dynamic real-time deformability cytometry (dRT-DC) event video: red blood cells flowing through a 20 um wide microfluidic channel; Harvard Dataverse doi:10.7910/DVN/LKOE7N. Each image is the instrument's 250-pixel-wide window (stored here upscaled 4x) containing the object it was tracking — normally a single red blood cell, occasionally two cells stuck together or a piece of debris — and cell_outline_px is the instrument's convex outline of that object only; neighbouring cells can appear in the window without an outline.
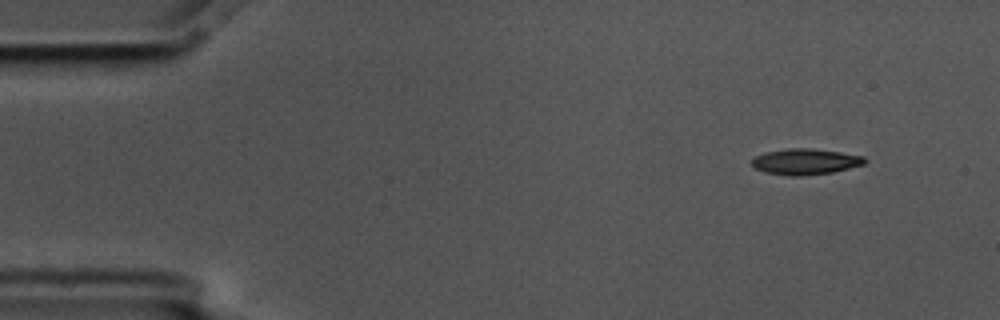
{"species": "common noctule bat (a hibernating species)", "species_latin": "Nyctalus noctula", "temperature_condition": "cold", "stored_images_in_passage": 4, "camera_frame_rate_fps": 3000, "um_per_image_px": 0.085, "animal": {"sex": "male", "body_mass_g": 17.5, "forearm_length_mm": 52.3}, "frame": {"image": 1, "passage_image": 1, "time_ms": 0.0, "image_size_px": [1000, 320], "cell_outline_px": [[868, 160], [864, 164], [832, 172], [800, 176], [788, 176], [764, 172], [756, 168], [752, 164], [752, 160], [756, 156], [768, 152], [788, 148], [812, 148], [840, 152], [864, 156]], "centroid_in_image_um": [68.48, 13.74], "position_along_channel_um": 16.5, "area_um2": 16.94}}
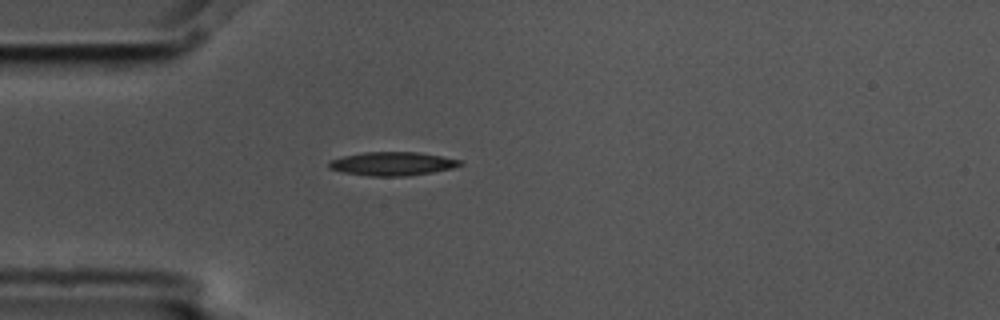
{"frame": {"image": 2, "passage_image": 4, "time_ms": 1.0, "image_size_px": [1000, 320], "cell_outline_px": [[464, 164], [452, 168], [432, 172], [408, 176], [368, 176], [344, 172], [328, 168], [328, 160], [344, 156], [364, 152], [416, 152], [440, 156], [460, 160]], "centroid_in_image_um": [33.32, 13.92], "position_along_channel_um": 51.7, "area_um2": 17.98}}